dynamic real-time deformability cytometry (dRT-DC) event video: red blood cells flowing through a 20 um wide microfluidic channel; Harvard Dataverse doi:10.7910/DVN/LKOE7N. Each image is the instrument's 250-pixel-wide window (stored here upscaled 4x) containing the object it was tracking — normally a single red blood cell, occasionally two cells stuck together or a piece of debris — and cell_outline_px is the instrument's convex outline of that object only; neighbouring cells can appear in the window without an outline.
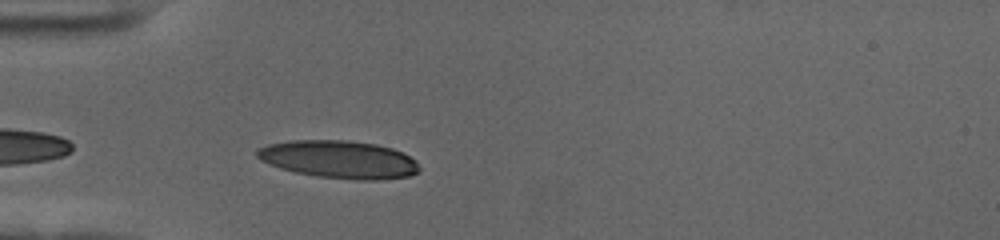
{"species": "human", "species_latin": "Homo sapiens", "temperature_condition": "cold", "stored_images_in_passage": 43, "camera_frame_rate_fps": 3000, "um_per_image_px": 0.085, "donor": {"sex": "female"}, "frame": {"image": 1, "passage_image": 3, "time_ms": 0.667, "image_size_px": [1000, 240], "cell_outline_px": [[420, 172], [412, 176], [376, 180], [360, 180], [316, 176], [296, 172], [280, 168], [268, 164], [260, 160], [256, 156], [256, 152], [260, 148], [268, 144], [292, 140], [348, 140], [376, 144], [392, 148], [404, 152], [416, 160], [420, 168]], "centroid_in_image_um": [28.86, 13.55], "position_along_channel_um": 56.1, "area_um2": 35.95}}
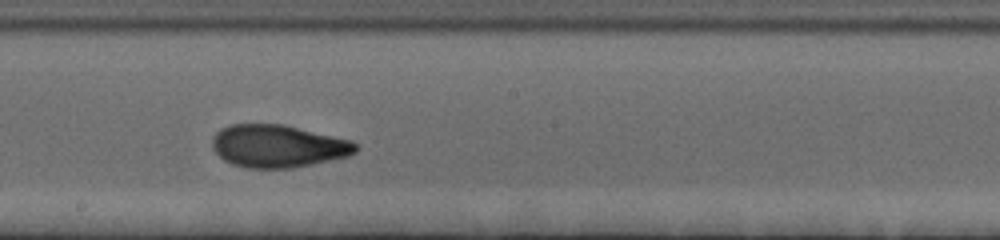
{"frame": {"image": 2, "passage_image": 18, "time_ms": 5.667, "image_size_px": [1000, 240], "cell_outline_px": [[360, 148], [356, 152], [348, 156], [312, 164], [292, 168], [248, 168], [232, 164], [224, 160], [212, 148], [212, 136], [220, 128], [228, 124], [284, 124], [352, 140]], "centroid_in_image_um": [23.62, 12.41], "position_along_channel_um": 224.6, "area_um2": 35.89}}
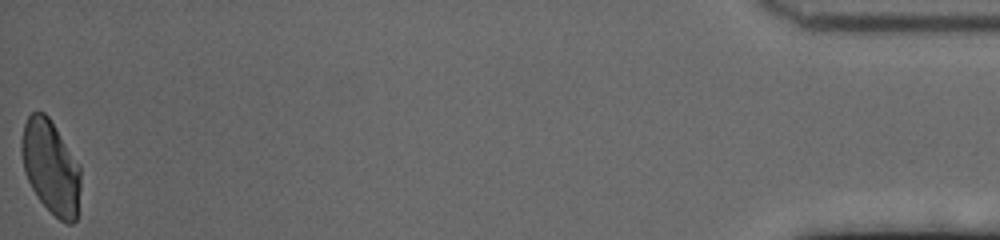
{"frame": {"image": 3, "passage_image": 43, "time_ms": 14.0, "image_size_px": [1000, 240], "cell_outline_px": [[80, 188], [76, 220], [72, 224], [68, 224], [60, 220], [36, 196], [24, 172], [20, 152], [20, 140], [24, 124], [28, 116], [32, 112], [44, 112], [48, 116], [80, 164]], "centroid_in_image_um": [4.3, 14.18], "position_along_channel_um": 430.9, "area_um2": 32.37}, "authors_computed_cell_mechanics": {"area_um2": 34.5644, "velocity_mm_per_s": 3.5423, "shape_relaxation_time_tau1_ms": 8.9743, "shape_relaxation_time_tau2_ms": 1.4199, "deformation_change_tau1": 0.2553, "deformation_change_tau2": 0.075}}